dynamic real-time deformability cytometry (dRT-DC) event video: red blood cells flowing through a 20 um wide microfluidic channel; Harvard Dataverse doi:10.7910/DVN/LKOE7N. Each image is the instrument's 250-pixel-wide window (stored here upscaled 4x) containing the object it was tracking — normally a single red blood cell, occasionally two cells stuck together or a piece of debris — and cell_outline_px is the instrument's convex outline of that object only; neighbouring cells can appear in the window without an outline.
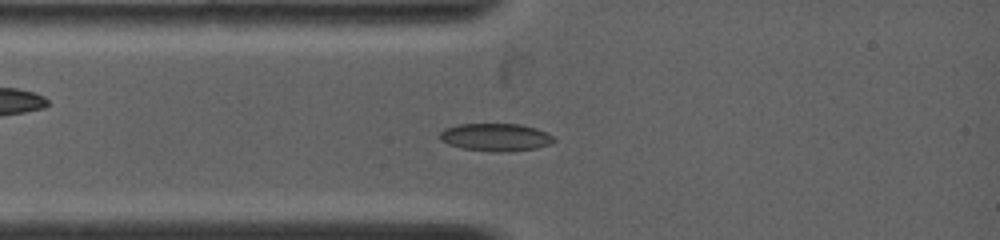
{"species": "common noctule bat (a hibernating species)", "species_latin": "Nyctalus noctula", "temperature_condition": "warm", "stored_images_in_passage": 40, "camera_frame_rate_fps": 4500, "um_per_image_px": 0.085, "animal": {"sex": "female", "body_mass_g": 19.0, "forearm_length_mm": 53.3}, "frame": {"image": 1, "passage_image": 5, "time_ms": 1.333, "image_size_px": [1000, 240], "cell_outline_px": [[556, 140], [548, 144], [536, 148], [512, 152], [492, 152], [464, 148], [448, 144], [440, 140], [440, 132], [444, 128], [460, 124], [520, 124], [536, 128], [552, 136]], "centroid_in_image_um": [42.11, 11.67], "position_along_channel_um": 42.9, "area_um2": 18.38}}
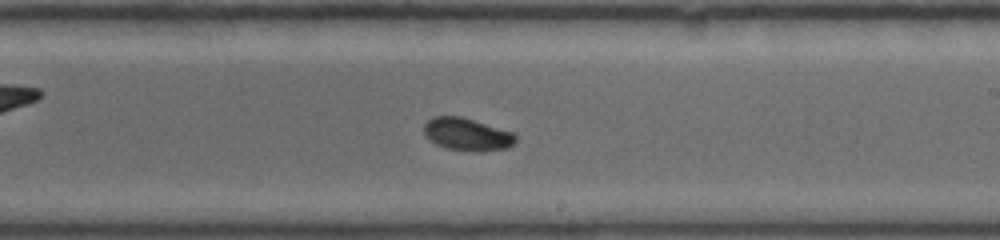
{"frame": {"image": 2, "passage_image": 22, "time_ms": 6.667, "image_size_px": [1000, 240], "cell_outline_px": [[516, 140], [508, 148], [480, 152], [472, 152], [444, 148], [428, 140], [424, 132], [424, 124], [428, 120], [436, 116], [460, 116], [512, 132], [516, 136]], "centroid_in_image_um": [39.68, 11.44], "position_along_channel_um": 249.3, "area_um2": 17.46}}
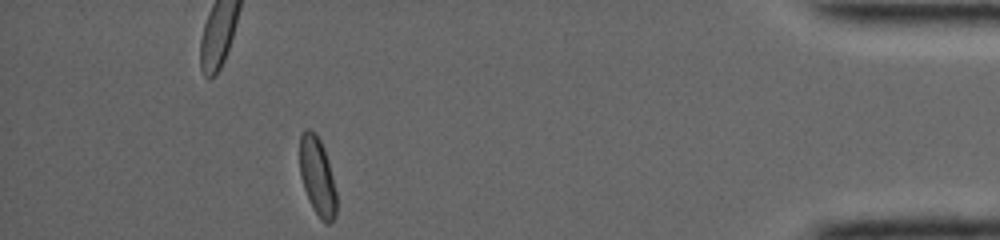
{"frame": {"image": 3, "passage_image": 40, "time_ms": 12.444, "image_size_px": [1000, 240], "cell_outline_px": [[336, 216], [328, 224], [324, 224], [320, 220], [312, 208], [304, 188], [300, 176], [300, 136], [304, 128], [308, 128], [316, 132], [324, 148], [328, 160], [336, 192]], "centroid_in_image_um": [26.97, 15.0], "position_along_channel_um": 408.2, "area_um2": 16.94}, "authors_computed_cell_mechanics": {"area_um2": 16.762, "velocity_mm_per_s": 3.8713, "shape_relaxation_time_tau1_ms": null, "shape_relaxation_time_tau2_ms": 9.9944, "deformation_change_tau1": null, "deformation_change_tau2": 0.1068}}